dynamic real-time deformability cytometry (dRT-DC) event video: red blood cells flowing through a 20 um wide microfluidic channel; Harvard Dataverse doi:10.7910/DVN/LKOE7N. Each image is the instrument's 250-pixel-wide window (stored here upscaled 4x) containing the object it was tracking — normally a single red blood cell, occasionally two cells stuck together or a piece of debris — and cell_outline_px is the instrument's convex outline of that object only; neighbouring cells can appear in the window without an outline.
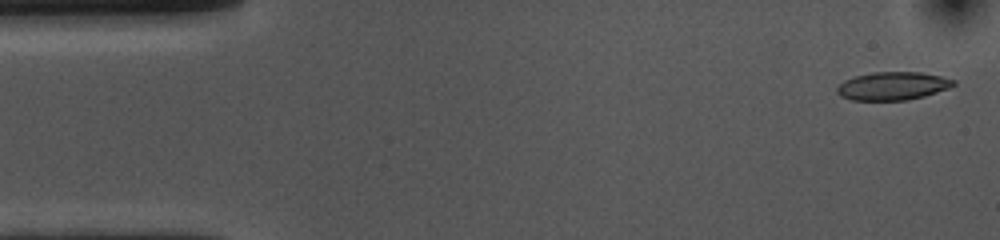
{"species": "common noctule bat (a hibernating species)", "species_latin": "Nyctalus noctula", "temperature_condition": "cold", "stored_images_in_passage": 53, "camera_frame_rate_fps": 3000, "um_per_image_px": 0.085, "animal": {"sex": "female", "body_mass_g": 10.0, "forearm_length_mm": 53.1}, "frame": {"image": 1, "passage_image": 2, "time_ms": 0.333, "image_size_px": [1000, 240], "cell_outline_px": [[956, 84], [948, 88], [924, 96], [908, 100], [852, 100], [840, 96], [836, 92], [836, 88], [844, 80], [856, 76], [872, 72], [920, 72], [940, 76], [956, 80]], "centroid_in_image_um": [75.87, 7.31], "position_along_channel_um": 9.1, "area_um2": 19.07}}
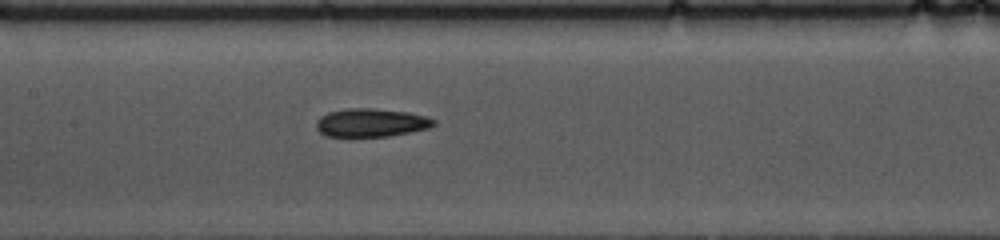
{"frame": {"image": 2, "passage_image": 24, "time_ms": 7.667, "image_size_px": [1000, 240], "cell_outline_px": [[436, 124], [428, 128], [388, 136], [328, 136], [320, 132], [316, 128], [316, 120], [320, 116], [328, 112], [344, 108], [372, 108], [408, 112], [428, 116], [436, 120]], "centroid_in_image_um": [31.54, 10.41], "position_along_channel_um": 175.9, "area_um2": 19.42}}
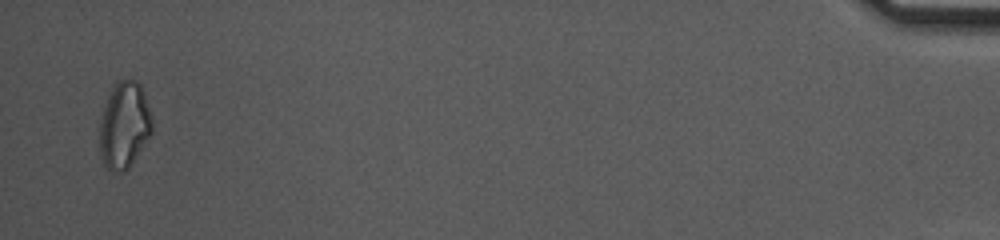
{"frame": {"image": 3, "passage_image": 52, "time_ms": 17.0, "image_size_px": [1000, 240], "cell_outline_px": [[152, 132], [132, 164], [124, 172], [112, 172], [104, 164], [100, 156], [100, 120], [112, 84], [116, 80], [136, 80], [140, 84], [152, 116]], "centroid_in_image_um": [10.56, 10.65], "position_along_channel_um": 424.6, "area_um2": 26.53}, "authors_computed_cell_mechanics": {"area_um2": 19.5942, "velocity_mm_per_s": 3.6668, "shape_relaxation_time_tau1_ms": 5.2641, "shape_relaxation_time_tau2_ms": 3.1222, "deformation_change_tau1": 0.1268, "deformation_change_tau2": 0.0977}}